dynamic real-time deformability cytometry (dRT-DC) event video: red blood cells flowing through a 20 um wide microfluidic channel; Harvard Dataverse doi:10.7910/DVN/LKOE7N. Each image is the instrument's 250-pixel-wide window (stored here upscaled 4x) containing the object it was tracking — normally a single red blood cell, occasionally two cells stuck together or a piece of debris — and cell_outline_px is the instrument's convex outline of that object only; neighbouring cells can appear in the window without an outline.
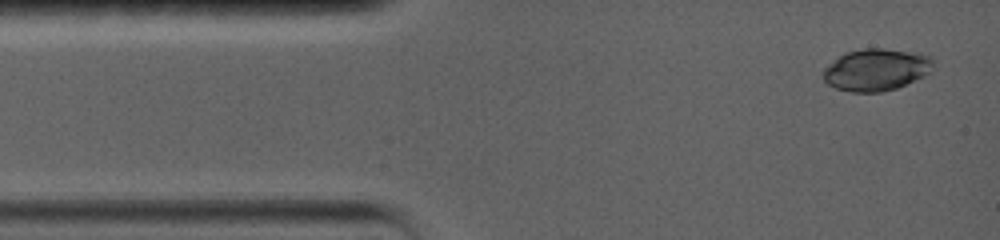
{"species": "common noctule bat (a hibernating species)", "species_latin": "Nyctalus noctula", "temperature_condition": "warm", "stored_images_in_passage": 17, "camera_frame_rate_fps": 5000, "um_per_image_px": 0.085, "animal": {"sex": "female", "body_mass_g": 19.0, "forearm_length_mm": 56.7}, "frame": {"image": 1, "passage_image": 1, "time_ms": 0.0, "image_size_px": [1000, 240], "cell_outline_px": [[932, 72], [924, 76], [896, 88], [880, 92], [852, 92], [836, 88], [828, 84], [820, 76], [820, 72], [828, 64], [844, 52], [864, 48], [884, 48], [920, 52], [932, 56]], "centroid_in_image_um": [74.46, 5.91], "position_along_channel_um": 10.5, "area_um2": 27.4}}
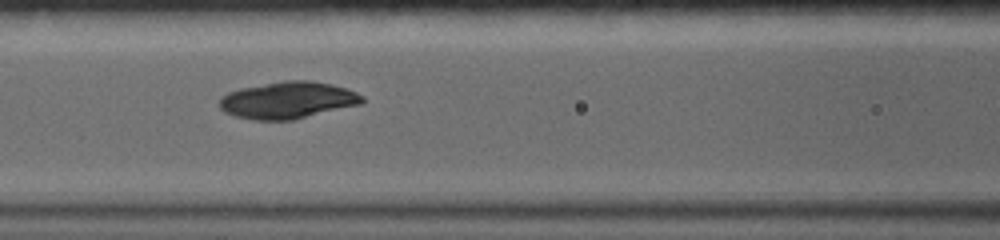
{"frame": {"image": 2, "passage_image": 10, "time_ms": 5.4, "image_size_px": [1000, 240], "cell_outline_px": [[364, 100], [360, 104], [292, 120], [256, 120], [236, 116], [224, 112], [220, 108], [220, 96], [228, 92], [240, 88], [284, 80], [312, 80], [332, 84], [348, 88], [364, 96]], "centroid_in_image_um": [24.47, 8.5], "position_along_channel_um": 142.1, "area_um2": 30.75}}
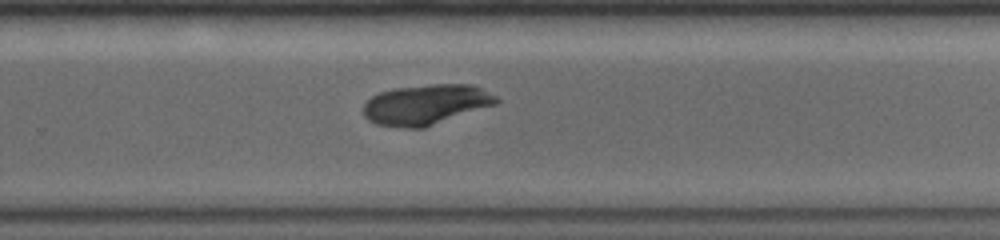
{"frame": {"image": 3, "passage_image": 17, "time_ms": 9.6, "image_size_px": [1000, 240], "cell_outline_px": [[500, 104], [424, 128], [404, 128], [376, 124], [368, 120], [364, 116], [364, 104], [372, 96], [380, 92], [392, 88], [432, 84], [472, 84], [496, 96], [500, 100]], "centroid_in_image_um": [36.25, 8.89], "position_along_channel_um": 293.6, "area_um2": 31.56}}